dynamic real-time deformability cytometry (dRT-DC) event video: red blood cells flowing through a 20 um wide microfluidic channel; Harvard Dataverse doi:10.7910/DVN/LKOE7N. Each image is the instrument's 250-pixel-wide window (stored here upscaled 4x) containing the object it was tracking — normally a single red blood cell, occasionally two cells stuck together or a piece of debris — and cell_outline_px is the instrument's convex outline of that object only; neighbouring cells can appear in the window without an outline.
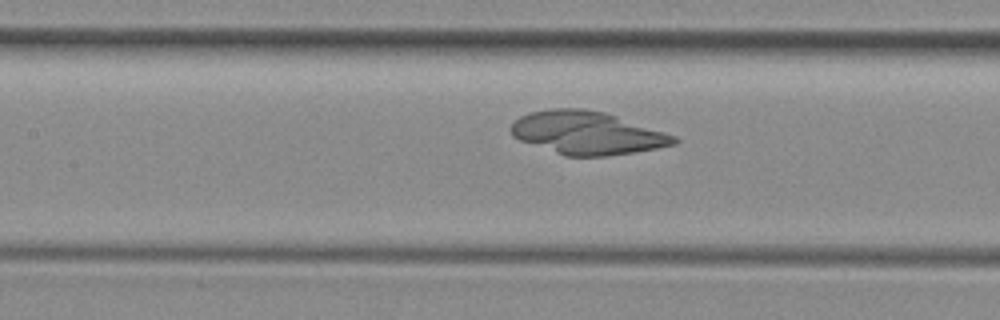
{"species": "common noctule bat (a hibernating species)", "species_latin": "Nyctalus noctula", "temperature_condition": "room temperature", "stored_images_in_passage": 41, "camera_frame_rate_fps": 3000, "um_per_image_px": 0.085, "animal": {"sex": "female", "body_mass_g": 29.2, "forearm_length_mm": 56.3}, "frame": {"image": 1, "passage_image": 19, "time_ms": 6.0, "image_size_px": [1000, 320], "cell_outline_px": [[680, 140], [676, 144], [656, 148], [608, 156], [564, 156], [520, 140], [512, 136], [512, 124], [520, 116], [528, 112], [548, 108], [584, 108], [604, 112], [676, 136]], "centroid_in_image_um": [49.88, 11.29], "position_along_channel_um": 157.5, "area_um2": 40.63}}
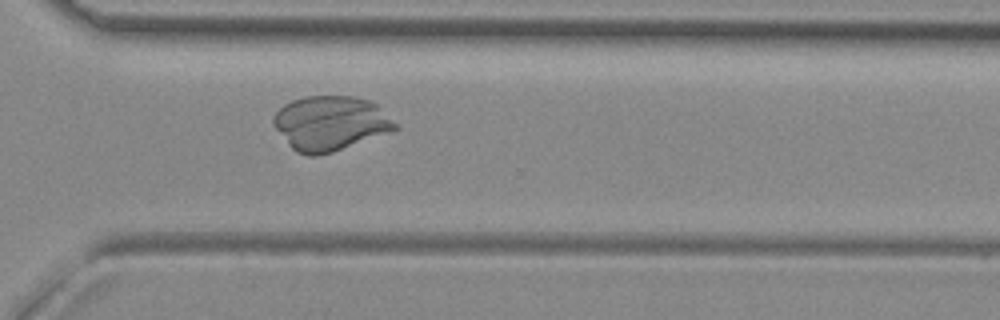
{"frame": {"image": 2, "passage_image": 33, "time_ms": 10.667, "image_size_px": [1000, 320], "cell_outline_px": [[400, 128], [332, 152], [316, 156], [308, 156], [296, 152], [288, 144], [276, 128], [272, 120], [276, 112], [284, 104], [292, 100], [304, 96], [352, 96], [368, 100], [376, 104]], "centroid_in_image_um": [28.05, 10.47], "position_along_channel_um": 342.6, "area_um2": 38.26}}
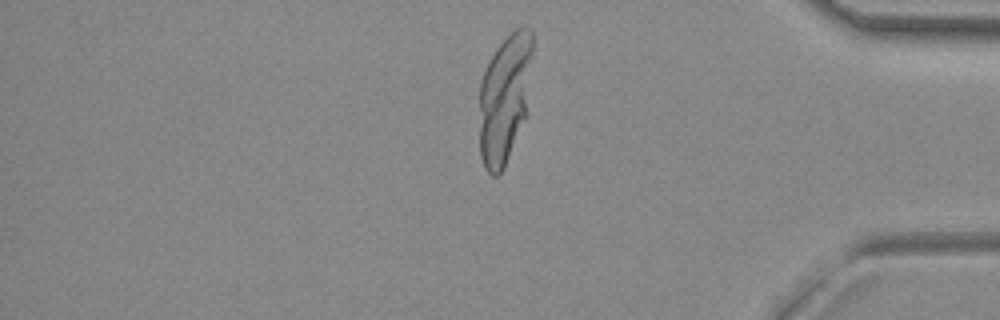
{"frame": {"image": 3, "passage_image": 39, "time_ms": 12.667, "image_size_px": [1000, 320], "cell_outline_px": [[532, 56], [524, 116], [504, 168], [496, 176], [492, 176], [484, 168], [480, 156], [480, 84], [484, 68], [488, 60], [496, 48], [520, 24], [524, 24], [532, 32]], "centroid_in_image_um": [42.86, 8.32], "position_along_channel_um": 392.3, "area_um2": 39.42}}